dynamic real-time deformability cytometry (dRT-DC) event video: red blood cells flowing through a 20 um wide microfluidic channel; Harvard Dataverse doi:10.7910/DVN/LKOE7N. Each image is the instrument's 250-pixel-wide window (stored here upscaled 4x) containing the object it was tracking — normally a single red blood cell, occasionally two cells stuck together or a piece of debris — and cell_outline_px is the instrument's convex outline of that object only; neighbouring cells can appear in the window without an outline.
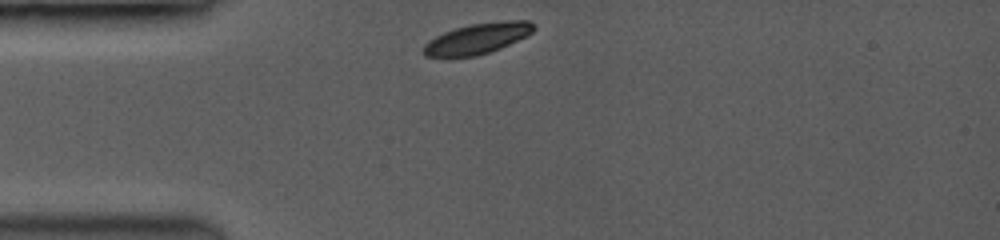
{"species": "common noctule bat (a hibernating species)", "species_latin": "Nyctalus noctula", "temperature_condition": "room temperature", "stored_images_in_passage": 38, "camera_frame_rate_fps": 3500, "um_per_image_px": 0.085, "animal": {"sex": "female", "body_mass_g": 19.0, "forearm_length_mm": 53.3}, "frame": {"image": 1, "passage_image": 1, "time_ms": 0.0, "image_size_px": [1000, 240], "cell_outline_px": [[536, 28], [532, 32], [500, 48], [488, 52], [472, 56], [424, 56], [424, 44], [428, 40], [444, 32], [468, 24], [508, 20], [532, 20]], "centroid_in_image_um": [40.6, 3.24], "position_along_channel_um": 44.4, "area_um2": 19.36}}
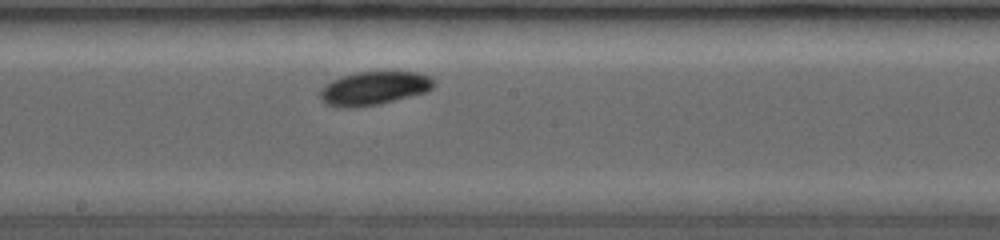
{"frame": {"image": 2, "passage_image": 18, "time_ms": 4.857, "image_size_px": [1000, 240], "cell_outline_px": [[436, 84], [432, 88], [424, 92], [376, 104], [328, 104], [320, 96], [320, 92], [332, 80], [340, 76], [356, 72], [420, 72], [436, 80]], "centroid_in_image_um": [31.9, 7.42], "position_along_channel_um": 216.3, "area_um2": 20.92}}
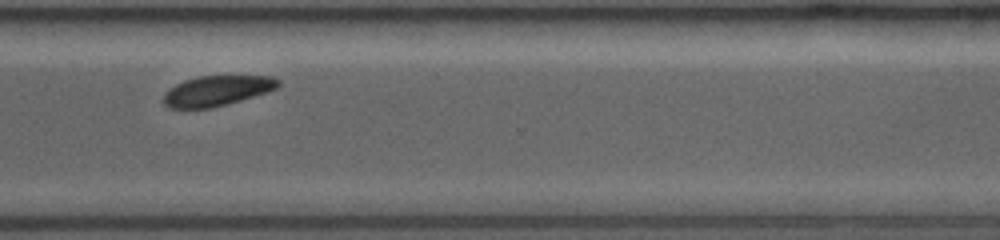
{"frame": {"image": 3, "passage_image": 37, "time_ms": 8.286, "image_size_px": [1000, 240], "cell_outline_px": [[280, 84], [276, 88], [240, 100], [208, 108], [168, 108], [160, 100], [176, 84], [184, 80], [200, 76], [272, 76], [280, 80]], "centroid_in_image_um": [18.41, 7.71], "position_along_channel_um": 352.2, "area_um2": 19.77}}